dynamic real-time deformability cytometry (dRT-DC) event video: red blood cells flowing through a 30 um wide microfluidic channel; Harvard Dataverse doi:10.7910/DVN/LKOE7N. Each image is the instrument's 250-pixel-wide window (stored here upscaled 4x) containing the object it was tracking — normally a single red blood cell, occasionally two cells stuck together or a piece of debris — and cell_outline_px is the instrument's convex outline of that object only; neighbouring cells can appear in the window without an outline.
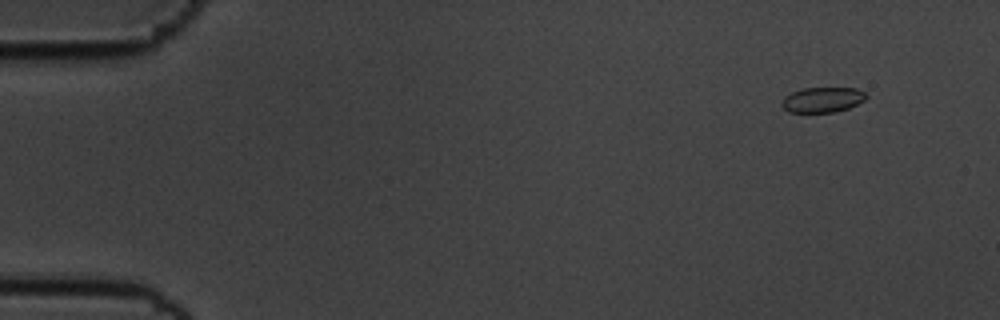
{"species": "common noctule bat (a hibernating species)", "species_latin": "Nyctalus noctula", "temperature_condition": "cold", "stored_images_in_passage": 54, "camera_frame_rate_fps": 3000, "um_per_image_px": 0.085, "animal": {"sex": "male", "body_mass_g": 19.5, "forearm_length_mm": 54.6}, "frame": {"image": 1, "passage_image": 2, "time_ms": 0.333, "image_size_px": [1000, 320], "cell_outline_px": [[868, 96], [864, 100], [848, 108], [832, 112], [788, 112], [780, 104], [784, 96], [792, 92], [804, 88], [856, 88], [868, 92]], "centroid_in_image_um": [69.92, 8.47], "position_along_channel_um": 15.1, "area_um2": 12.43}}
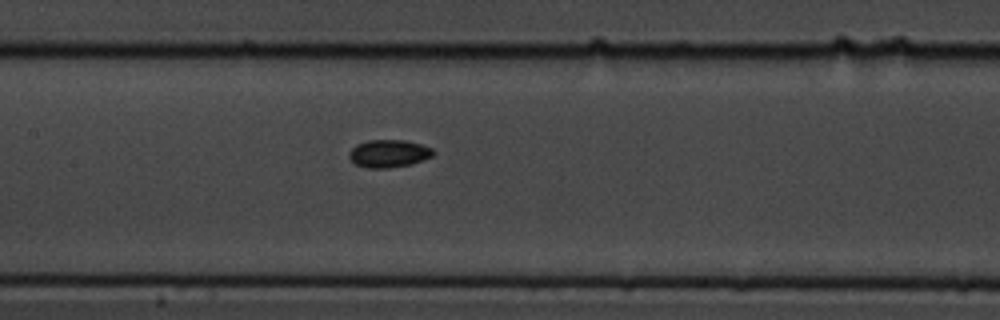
{"frame": {"image": 2, "passage_image": 25, "time_ms": 8.0, "image_size_px": [1000, 320], "cell_outline_px": [[436, 152], [432, 156], [424, 160], [412, 164], [388, 168], [368, 168], [356, 164], [348, 156], [348, 152], [356, 144], [368, 140], [404, 140], [420, 144], [432, 148]], "centroid_in_image_um": [33.05, 13.05], "position_along_channel_um": 174.3, "area_um2": 13.64}}
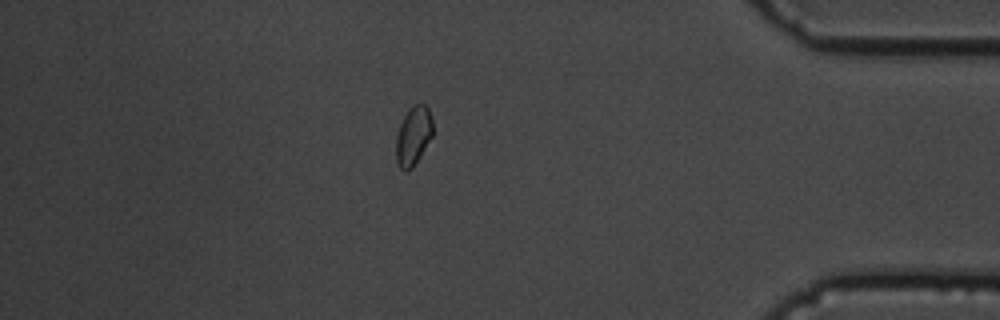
{"frame": {"image": 3, "passage_image": 47, "time_ms": 15.333, "image_size_px": [1000, 320], "cell_outline_px": [[432, 136], [420, 156], [412, 168], [404, 172], [400, 168], [396, 160], [396, 136], [400, 124], [408, 108], [412, 104], [424, 104], [428, 108], [432, 120]], "centroid_in_image_um": [35.12, 11.54], "position_along_channel_um": 400.1, "area_um2": 12.6}, "authors_computed_cell_mechanics": {"area_um2": 12.9183, "velocity_mm_per_s": 3.5374, "shape_relaxation_time_tau1_ms": 2.0478, "shape_relaxation_time_tau2_ms": null, "deformation_change_tau1": 0.0532, "deformation_change_tau2": null}}